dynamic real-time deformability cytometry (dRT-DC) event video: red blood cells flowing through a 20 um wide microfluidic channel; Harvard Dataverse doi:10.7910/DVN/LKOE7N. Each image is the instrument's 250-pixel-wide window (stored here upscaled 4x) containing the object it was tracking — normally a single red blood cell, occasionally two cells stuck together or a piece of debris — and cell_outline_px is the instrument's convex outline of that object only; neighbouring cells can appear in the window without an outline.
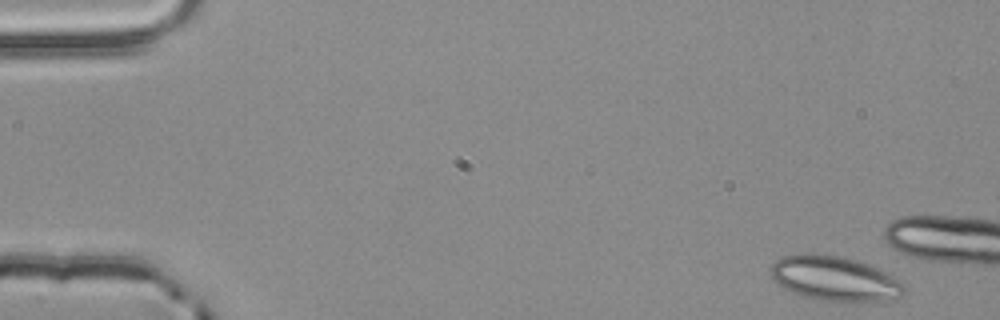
{"species": "common noctule bat (a hibernating species)", "species_latin": "Nyctalus noctula", "temperature_condition": "room temperature", "stored_images_in_passage": 2, "camera_frame_rate_fps": 3000, "um_per_image_px": 0.085, "animal": {"sex": "male", "body_mass_g": 20.4}, "frame": {"image": 1, "passage_image": 1, "time_ms": 0.0, "image_size_px": [1000, 320], "cell_outline_px": [[908, 292], [900, 296], [880, 300], [824, 300], [804, 296], [792, 292], [784, 288], [768, 272], [768, 268], [776, 260], [784, 256], [804, 252], [808, 252], [840, 256], [860, 260], [888, 272], [904, 284]], "centroid_in_image_um": [70.94, 23.62], "position_along_channel_um": 14.1, "area_um2": 34.68}}